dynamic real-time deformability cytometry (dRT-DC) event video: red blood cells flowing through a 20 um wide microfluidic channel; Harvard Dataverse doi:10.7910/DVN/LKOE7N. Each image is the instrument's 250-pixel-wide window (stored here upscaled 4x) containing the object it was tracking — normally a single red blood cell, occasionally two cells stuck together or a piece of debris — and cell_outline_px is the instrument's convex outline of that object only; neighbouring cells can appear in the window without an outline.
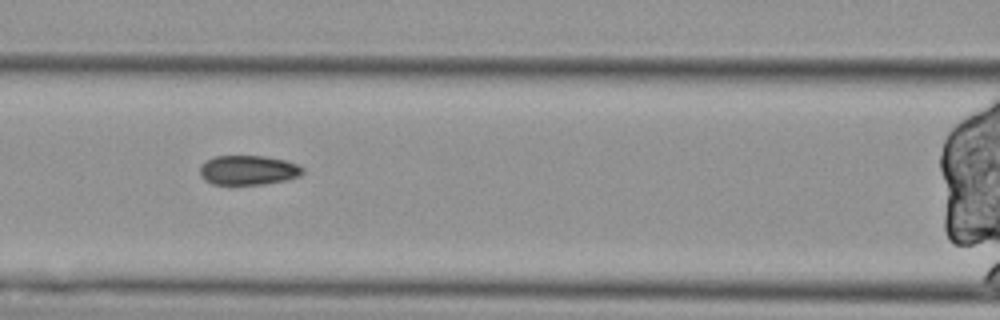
{"species": "Egyptian fruit bat (a non-hibernating species)", "species_latin": "Rousettus aegyptiacus", "temperature_condition": "cold", "stored_images_in_passage": 7, "segment_of_instrument_passage": [1, 2], "camera_frame_rate_fps": 3000, "um_per_image_px": 0.085, "animal": {"sex": "female"}, "frame": {"image": 1, "passage_image": 5, "time_ms": 1.333, "image_size_px": [1000, 320], "cell_outline_px": [[304, 172], [300, 176], [284, 180], [264, 184], [212, 184], [204, 180], [200, 176], [200, 164], [216, 156], [264, 156], [284, 160], [300, 164], [304, 168]], "centroid_in_image_um": [21.11, 14.46], "position_along_channel_um": 145.5, "area_um2": 17.74}}
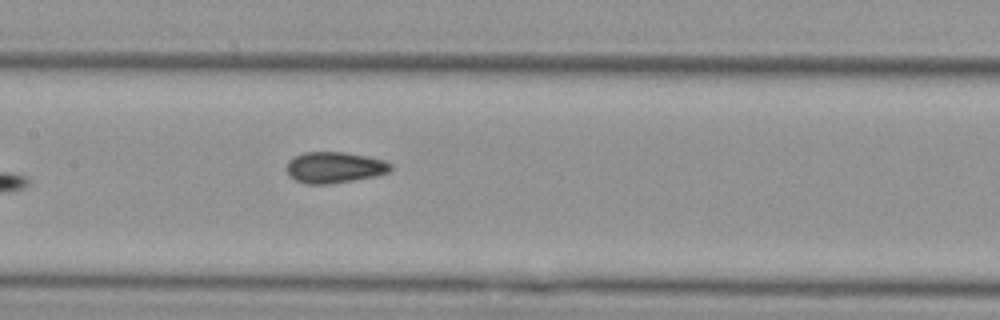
{"frame": {"image": 2, "passage_image": 6, "time_ms": 1.667, "image_size_px": [1000, 320], "cell_outline_px": [[392, 168], [388, 172], [376, 176], [328, 184], [308, 184], [296, 180], [288, 172], [288, 160], [304, 152], [344, 152], [384, 160], [392, 164]], "centroid_in_image_um": [28.46, 14.23], "position_along_channel_um": 178.9, "area_um2": 18.55}}